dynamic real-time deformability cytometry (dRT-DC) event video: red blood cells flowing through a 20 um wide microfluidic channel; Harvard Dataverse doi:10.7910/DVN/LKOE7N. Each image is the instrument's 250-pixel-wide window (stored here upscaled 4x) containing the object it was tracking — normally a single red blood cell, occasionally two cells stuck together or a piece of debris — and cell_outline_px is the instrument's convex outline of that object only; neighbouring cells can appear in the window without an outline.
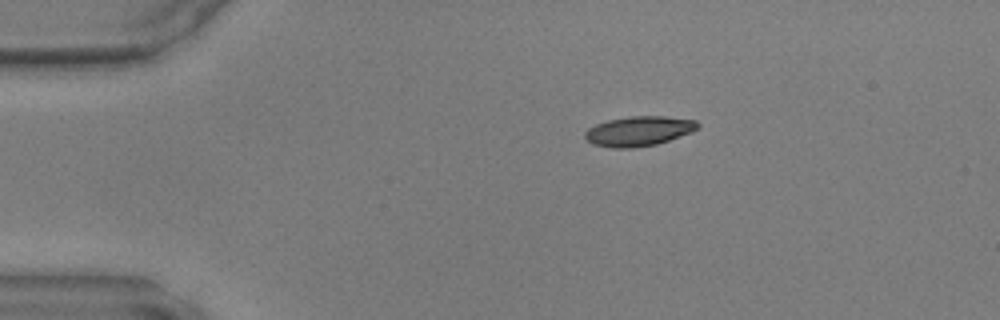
{"species": "common noctule bat (a hibernating species)", "species_latin": "Nyctalus noctula", "temperature_condition": "warm", "stored_images_in_passage": 30, "camera_frame_rate_fps": 3000, "um_per_image_px": 0.085, "animal": {"sex": "male", "body_mass_g": 17.9, "forearm_length_mm": 54.2}, "frame": {"image": 1, "passage_image": 1, "time_ms": 0.0, "image_size_px": [1000, 320], "cell_outline_px": [[700, 124], [692, 132], [656, 144], [632, 148], [612, 148], [592, 144], [584, 136], [584, 132], [588, 128], [596, 124], [608, 120], [632, 116], [664, 116], [696, 120]], "centroid_in_image_um": [54.28, 11.14], "position_along_channel_um": 30.7, "area_um2": 19.48}}
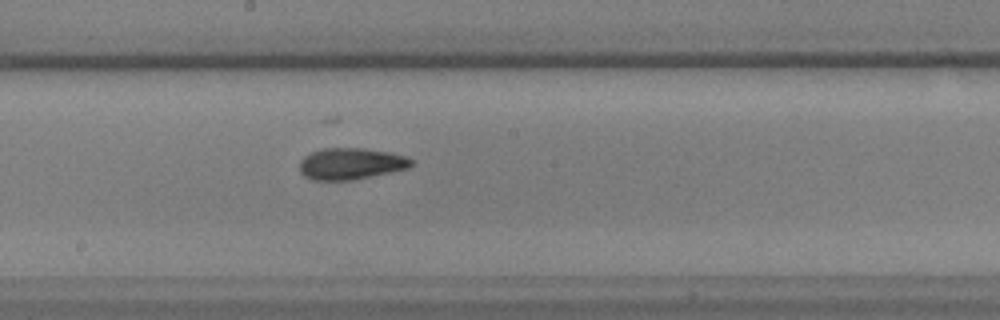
{"frame": {"image": 2, "passage_image": 18, "time_ms": 5.667, "image_size_px": [1000, 320], "cell_outline_px": [[412, 164], [408, 168], [352, 180], [312, 180], [304, 176], [300, 172], [300, 160], [304, 156], [312, 152], [324, 148], [364, 148], [388, 152], [404, 156], [412, 160]], "centroid_in_image_um": [29.78, 13.91], "position_along_channel_um": 218.4, "area_um2": 20.35}}
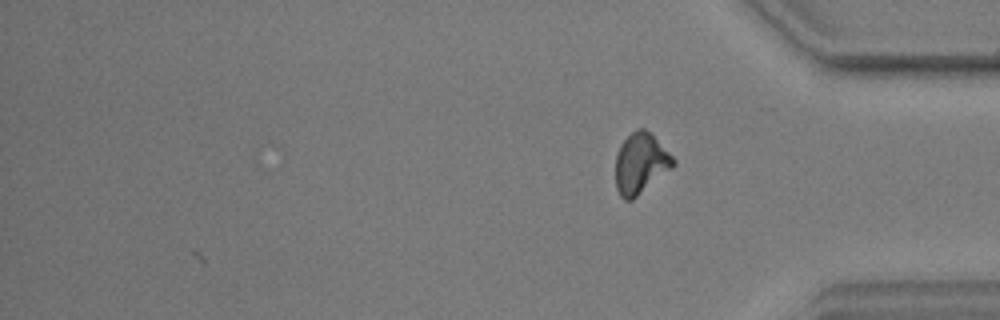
{"frame": {"image": 3, "passage_image": 30, "time_ms": 9.667, "image_size_px": [1000, 320], "cell_outline_px": [[676, 164], [672, 168], [632, 200], [624, 200], [620, 196], [616, 188], [616, 156], [620, 144], [636, 128], [644, 128], [676, 160]], "centroid_in_image_um": [54.43, 13.91], "position_along_channel_um": 380.8, "area_um2": 20.06}}